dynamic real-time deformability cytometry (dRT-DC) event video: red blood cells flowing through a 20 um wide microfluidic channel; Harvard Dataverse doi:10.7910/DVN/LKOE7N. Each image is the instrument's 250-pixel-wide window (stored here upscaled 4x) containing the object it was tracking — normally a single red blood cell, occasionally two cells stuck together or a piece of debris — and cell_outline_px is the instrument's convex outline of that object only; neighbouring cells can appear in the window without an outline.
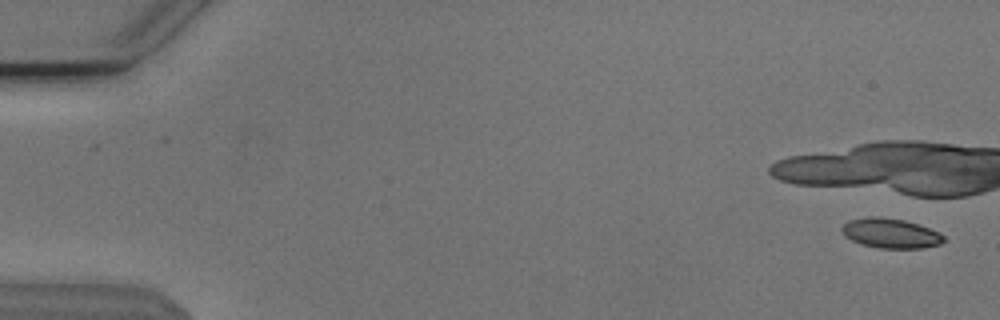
{"species": "Egyptian fruit bat (a non-hibernating species)", "species_latin": "Rousettus aegyptiacus", "temperature_condition": "cold", "stored_images_in_passage": 8, "camera_frame_rate_fps": 3000, "um_per_image_px": 0.085, "animal": {"sex": "male"}, "frame": {"image": 1, "passage_image": 1, "time_ms": 0.0, "image_size_px": [1000, 320], "cell_outline_px": [[944, 240], [940, 244], [924, 248], [880, 248], [860, 244], [844, 236], [840, 232], [840, 228], [848, 220], [868, 216], [880, 216], [904, 220], [928, 228], [944, 236]], "centroid_in_image_um": [75.63, 19.82], "position_along_channel_um": 9.4, "area_um2": 17.69}}